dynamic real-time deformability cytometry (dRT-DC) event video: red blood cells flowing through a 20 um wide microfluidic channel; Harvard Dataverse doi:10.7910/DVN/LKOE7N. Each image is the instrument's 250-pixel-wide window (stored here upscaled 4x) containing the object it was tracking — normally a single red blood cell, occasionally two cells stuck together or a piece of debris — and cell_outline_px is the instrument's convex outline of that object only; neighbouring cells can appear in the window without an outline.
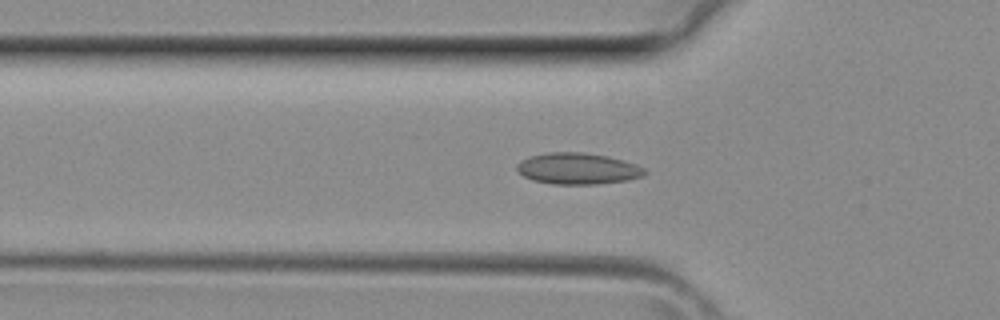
{"species": "common noctule bat (a hibernating species)", "species_latin": "Nyctalus noctula", "temperature_condition": "room temperature", "stored_images_in_passage": 35, "camera_frame_rate_fps": 3000, "um_per_image_px": 0.085, "animal": {"sex": "female", "body_mass_g": 29.2, "forearm_length_mm": 56.3}, "frame": {"image": 1, "passage_image": 9, "time_ms": 2.667, "image_size_px": [1000, 320], "cell_outline_px": [[648, 172], [640, 176], [628, 180], [596, 184], [552, 184], [532, 180], [524, 176], [516, 168], [516, 164], [520, 160], [528, 156], [548, 152], [584, 152], [608, 156], [636, 164], [644, 168]], "centroid_in_image_um": [49.08, 14.32], "position_along_channel_um": 76.7, "area_um2": 23.41}}
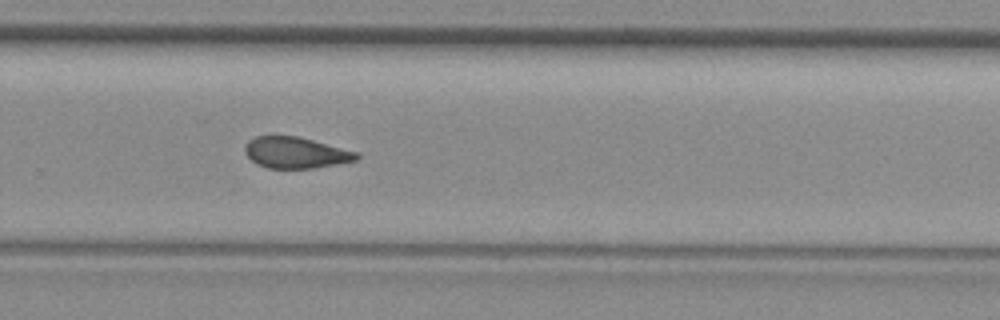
{"frame": {"image": 2, "passage_image": 22, "time_ms": 7.0, "image_size_px": [1000, 320], "cell_outline_px": [[360, 156], [356, 160], [316, 168], [268, 168], [256, 164], [244, 152], [244, 144], [248, 140], [256, 136], [296, 136], [360, 152]], "centroid_in_image_um": [25.13, 12.98], "position_along_channel_um": 304.7, "area_um2": 20.35}}
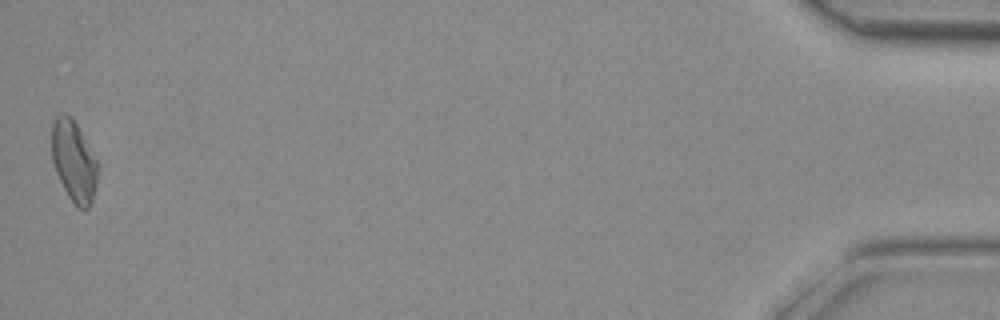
{"frame": {"image": 3, "passage_image": 35, "time_ms": 11.333, "image_size_px": [1000, 320], "cell_outline_px": [[96, 184], [92, 200], [88, 208], [80, 208], [68, 196], [56, 172], [52, 160], [52, 124], [56, 116], [60, 112], [64, 112], [72, 116], [96, 160]], "centroid_in_image_um": [6.24, 13.64], "position_along_channel_um": 429.0, "area_um2": 21.21}}